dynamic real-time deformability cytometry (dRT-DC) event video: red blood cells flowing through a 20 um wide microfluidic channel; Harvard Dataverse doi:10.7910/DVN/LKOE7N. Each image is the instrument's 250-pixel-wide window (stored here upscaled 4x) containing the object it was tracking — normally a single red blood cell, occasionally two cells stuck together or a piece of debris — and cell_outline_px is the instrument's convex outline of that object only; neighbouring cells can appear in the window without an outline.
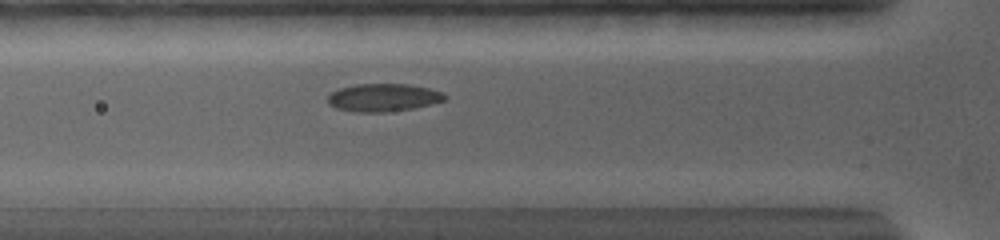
{"species": "common noctule bat (a hibernating species)", "species_latin": "Nyctalus noctula", "temperature_condition": "warm", "stored_images_in_passage": 19, "camera_frame_rate_fps": 5000, "um_per_image_px": 0.085, "animal": {"sex": "female", "body_mass_g": 19.0, "forearm_length_mm": 56.7}, "frame": {"image": 1, "passage_image": 3, "time_ms": 0.6, "image_size_px": [1000, 240], "cell_outline_px": [[448, 96], [444, 100], [432, 104], [412, 108], [384, 112], [356, 112], [336, 108], [328, 104], [328, 96], [332, 92], [340, 88], [356, 84], [408, 84], [428, 88], [440, 92]], "centroid_in_image_um": [32.56, 8.29], "position_along_channel_um": 93.2, "area_um2": 18.84}}
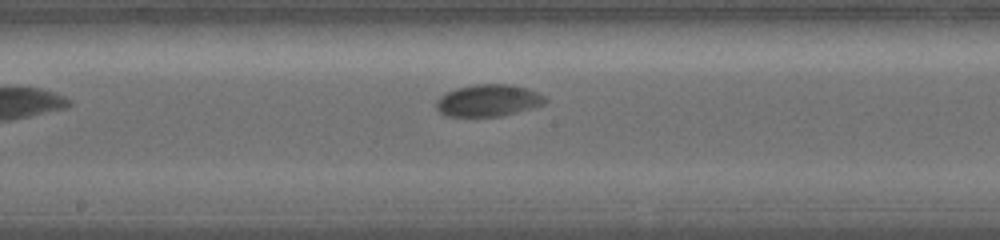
{"frame": {"image": 2, "passage_image": 14, "time_ms": 3.8, "image_size_px": [1000, 240], "cell_outline_px": [[548, 100], [544, 104], [532, 108], [500, 116], [448, 116], [440, 112], [436, 108], [436, 100], [444, 92], [456, 88], [472, 84], [508, 84], [524, 88], [536, 92], [544, 96]], "centroid_in_image_um": [41.46, 8.53], "position_along_channel_um": 206.7, "area_um2": 20.23}}
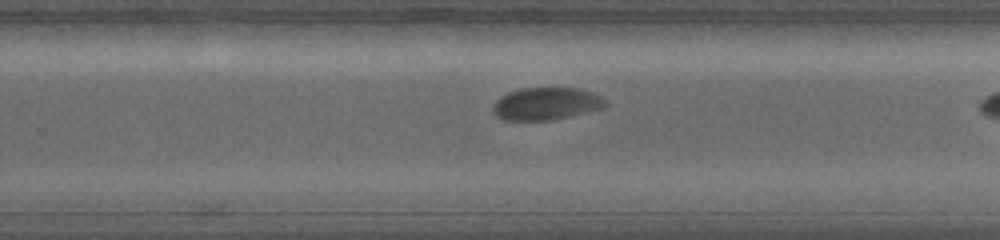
{"frame": {"image": 3, "passage_image": 17, "time_ms": 4.8, "image_size_px": [1000, 240], "cell_outline_px": [[608, 104], [604, 108], [552, 120], [504, 120], [496, 116], [492, 112], [492, 108], [496, 100], [500, 96], [508, 92], [520, 88], [580, 88], [592, 92], [600, 96]], "centroid_in_image_um": [46.41, 8.81], "position_along_channel_um": 283.4, "area_um2": 21.39}}